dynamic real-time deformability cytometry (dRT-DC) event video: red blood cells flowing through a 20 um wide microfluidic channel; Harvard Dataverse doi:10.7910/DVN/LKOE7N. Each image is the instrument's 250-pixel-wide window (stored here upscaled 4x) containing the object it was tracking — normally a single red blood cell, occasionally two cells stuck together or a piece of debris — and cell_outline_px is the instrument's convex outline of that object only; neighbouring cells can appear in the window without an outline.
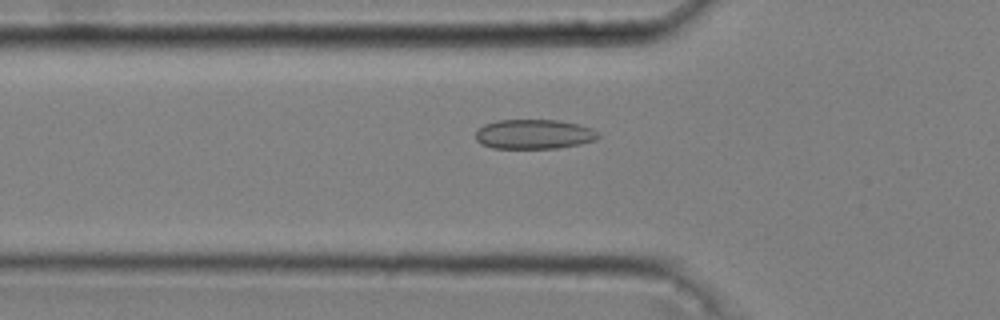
{"species": "common noctule bat (a hibernating species)", "species_latin": "Nyctalus noctula", "temperature_condition": "cold", "stored_images_in_passage": 34, "camera_frame_rate_fps": 3000, "um_per_image_px": 0.085, "animal": {"sex": "male", "body_mass_g": 20.4}, "frame": {"image": 1, "passage_image": 4, "time_ms": 1.0, "image_size_px": [1000, 320], "cell_outline_px": [[600, 136], [596, 140], [580, 144], [556, 148], [492, 148], [480, 144], [476, 140], [476, 132], [484, 124], [496, 120], [560, 120], [580, 124], [592, 128], [600, 132]], "centroid_in_image_um": [45.42, 11.4], "position_along_channel_um": 80.4, "area_um2": 21.39}}
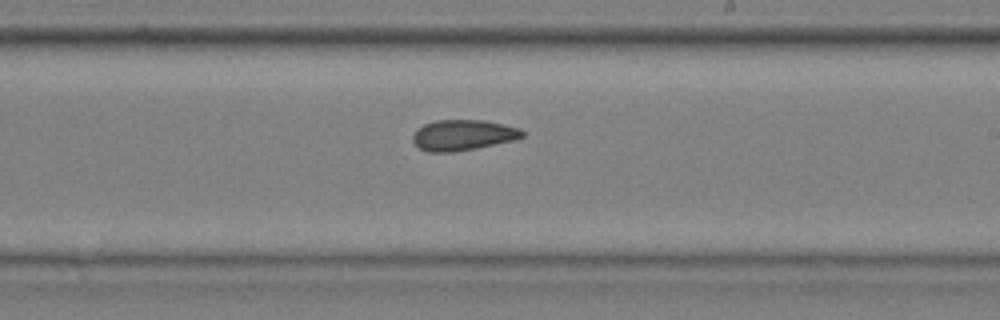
{"frame": {"image": 2, "passage_image": 18, "time_ms": 5.667, "image_size_px": [1000, 320], "cell_outline_px": [[524, 136], [512, 140], [476, 148], [452, 152], [428, 152], [420, 148], [412, 140], [412, 136], [424, 124], [436, 120], [480, 120], [504, 124], [520, 128], [524, 132]], "centroid_in_image_um": [39.35, 11.48], "position_along_channel_um": 249.6, "area_um2": 19.31}}
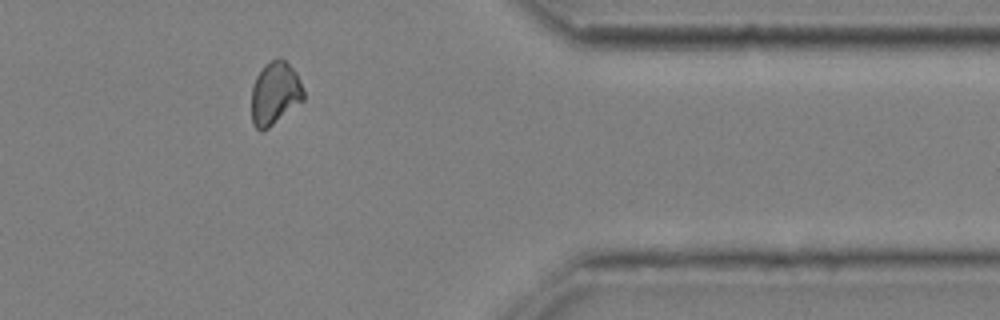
{"frame": {"image": 3, "passage_image": 31, "time_ms": 10.0, "image_size_px": [1000, 320], "cell_outline_px": [[304, 100], [268, 128], [260, 132], [252, 124], [252, 84], [256, 76], [264, 64], [280, 56], [296, 72], [300, 80], [304, 92]], "centroid_in_image_um": [23.36, 7.93], "position_along_channel_um": 388.0, "area_um2": 19.19}, "authors_computed_cell_mechanics": {"area_um2": 19.4786, "velocity_mm_per_s": 3.6238, "shape_relaxation_time_tau1_ms": 7.3651, "shape_relaxation_time_tau2_ms": 3.6155, "deformation_change_tau1": 0.088, "deformation_change_tau2": 0.0691}}